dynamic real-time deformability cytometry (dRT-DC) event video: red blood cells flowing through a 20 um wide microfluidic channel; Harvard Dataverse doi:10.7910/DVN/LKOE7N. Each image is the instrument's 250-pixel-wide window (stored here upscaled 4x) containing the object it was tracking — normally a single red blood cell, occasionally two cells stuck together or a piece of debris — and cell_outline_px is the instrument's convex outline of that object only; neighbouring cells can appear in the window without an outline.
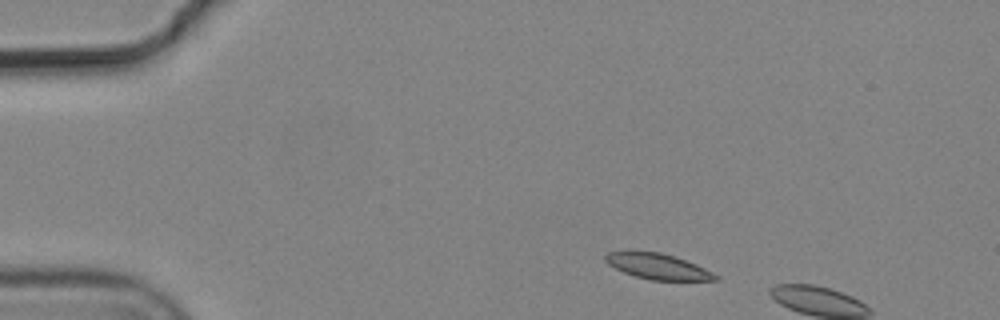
{"species": "common noctule bat (a hibernating species)", "species_latin": "Nyctalus noctula", "temperature_condition": "cold", "stored_images_in_passage": 2, "camera_frame_rate_fps": 3000, "um_per_image_px": 0.085, "animal": {"sex": "male", "body_mass_g": 19.2, "forearm_length_mm": 51.8}, "frame": {"image": 1, "passage_image": 1, "time_ms": 0.0, "image_size_px": [1000, 320], "cell_outline_px": [[720, 280], [652, 280], [636, 276], [624, 272], [608, 264], [604, 260], [604, 256], [608, 252], [628, 248], [660, 252], [676, 256], [696, 264], [720, 276]], "centroid_in_image_um": [55.86, 22.59], "position_along_channel_um": 29.1, "area_um2": 16.99}}